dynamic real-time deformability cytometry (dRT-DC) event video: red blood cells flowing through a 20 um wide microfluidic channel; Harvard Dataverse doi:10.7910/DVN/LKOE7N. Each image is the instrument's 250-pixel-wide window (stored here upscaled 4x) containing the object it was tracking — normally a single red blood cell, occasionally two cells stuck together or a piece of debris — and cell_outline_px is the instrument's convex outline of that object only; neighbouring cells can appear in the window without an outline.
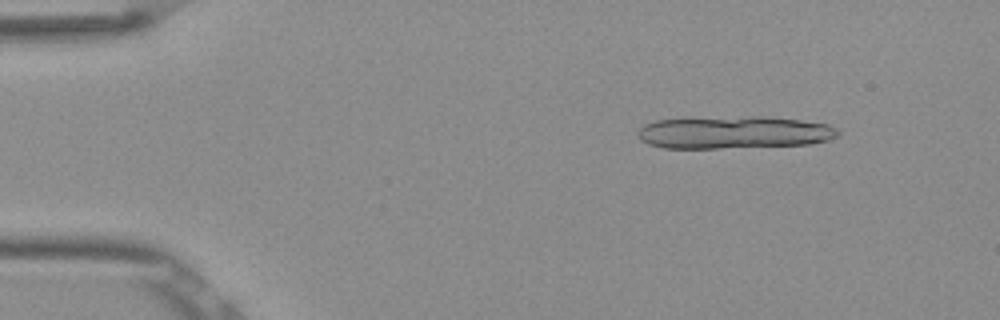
{"species": "Egyptian fruit bat (a non-hibernating species)", "species_latin": "Rousettus aegyptiacus", "temperature_condition": "room temperature", "stored_images_in_passage": 13, "camera_frame_rate_fps": 3000, "um_per_image_px": 0.085, "frame": {"image": 1, "passage_image": 6, "time_ms": 1.667, "image_size_px": [1000, 320], "cell_outline_px": [[840, 136], [828, 140], [808, 144], [720, 148], [664, 148], [648, 144], [640, 140], [636, 136], [636, 132], [644, 124], [656, 120], [752, 116], [768, 116], [800, 120], [828, 124], [836, 128], [840, 132]], "centroid_in_image_um": [62.39, 11.26], "position_along_channel_um": 22.6, "area_um2": 38.03}}